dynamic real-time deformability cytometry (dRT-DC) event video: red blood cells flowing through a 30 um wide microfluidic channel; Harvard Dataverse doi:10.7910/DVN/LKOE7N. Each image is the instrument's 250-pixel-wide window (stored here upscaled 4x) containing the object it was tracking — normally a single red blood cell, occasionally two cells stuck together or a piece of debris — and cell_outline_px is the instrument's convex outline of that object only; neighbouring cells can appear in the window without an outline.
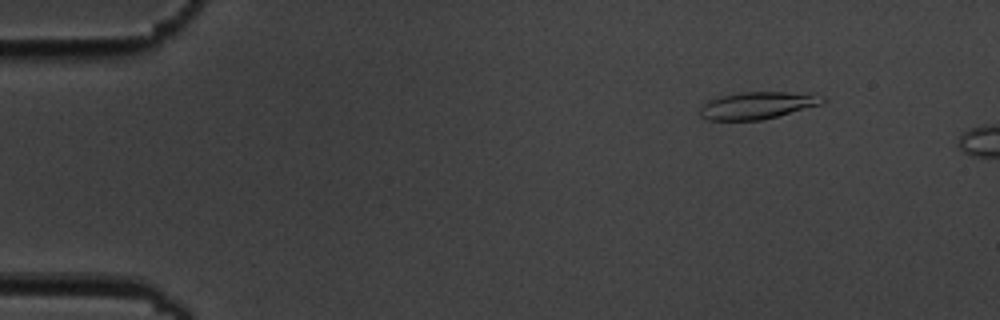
{"species": "common noctule bat (a hibernating species)", "species_latin": "Nyctalus noctula", "temperature_condition": "cold", "stored_images_in_passage": 3, "segment_of_instrument_passage": [1, 2], "camera_frame_rate_fps": 3000, "um_per_image_px": 0.085, "animal": {"sex": "male", "body_mass_g": 19.5, "forearm_length_mm": 54.6}, "frame": {"image": 1, "passage_image": 2, "time_ms": 1.0, "image_size_px": [1000, 320], "cell_outline_px": [[828, 100], [820, 104], [776, 116], [760, 120], [704, 120], [700, 116], [700, 108], [708, 100], [720, 96], [744, 92], [816, 92], [824, 96]], "centroid_in_image_um": [64.42, 8.94], "position_along_channel_um": 20.6, "area_um2": 19.54}}